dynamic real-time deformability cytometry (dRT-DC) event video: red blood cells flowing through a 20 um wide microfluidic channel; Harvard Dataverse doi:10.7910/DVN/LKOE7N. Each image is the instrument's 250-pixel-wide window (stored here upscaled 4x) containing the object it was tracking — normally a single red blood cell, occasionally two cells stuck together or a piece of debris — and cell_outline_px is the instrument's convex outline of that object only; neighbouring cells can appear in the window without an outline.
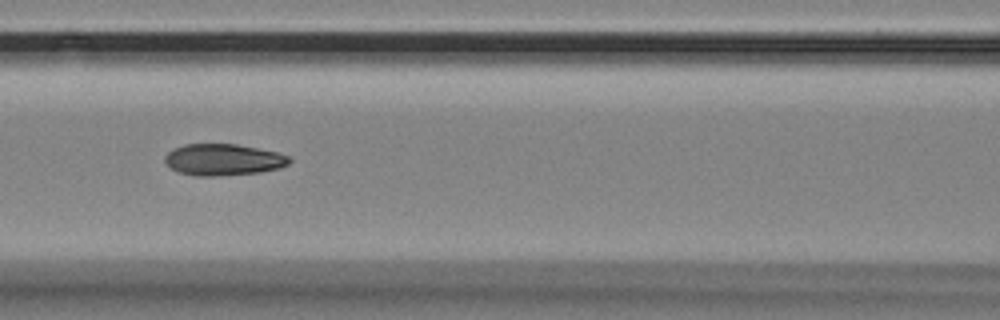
{"species": "Egyptian fruit bat (a non-hibernating species)", "species_latin": "Rousettus aegyptiacus", "temperature_condition": "room temperature", "stored_images_in_passage": 9, "camera_frame_rate_fps": 3000, "um_per_image_px": 0.085, "animal": {"sex": "female"}, "frame": {"image": 1, "passage_image": 7, "time_ms": 2.0, "image_size_px": [1000, 320], "cell_outline_px": [[292, 160], [288, 164], [280, 168], [260, 172], [216, 176], [196, 176], [180, 172], [172, 168], [164, 160], [164, 156], [172, 148], [184, 144], [236, 144], [276, 152], [288, 156]], "centroid_in_image_um": [18.96, 13.57], "position_along_channel_um": 147.6, "area_um2": 22.77}}
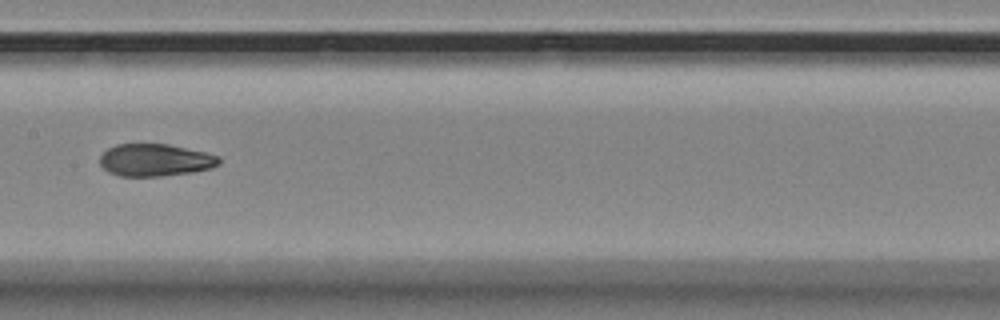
{"frame": {"image": 2, "passage_image": 8, "time_ms": 2.333, "image_size_px": [1000, 320], "cell_outline_px": [[220, 164], [212, 168], [192, 172], [160, 176], [120, 176], [108, 172], [100, 164], [100, 156], [108, 148], [116, 144], [168, 144], [204, 152], [220, 156]], "centroid_in_image_um": [13.19, 13.61], "position_along_channel_um": 194.2, "area_um2": 22.43}}
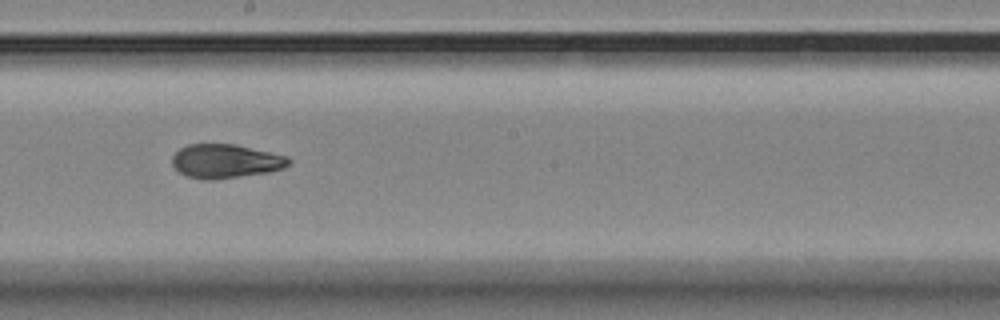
{"frame": {"image": 3, "passage_image": 9, "time_ms": 2.667, "image_size_px": [1000, 320], "cell_outline_px": [[292, 160], [284, 168], [268, 172], [212, 180], [200, 180], [188, 176], [180, 172], [172, 164], [172, 156], [180, 148], [188, 144], [236, 144], [288, 156]], "centroid_in_image_um": [19.18, 13.69], "position_along_channel_um": 229.0, "area_um2": 23.06}}